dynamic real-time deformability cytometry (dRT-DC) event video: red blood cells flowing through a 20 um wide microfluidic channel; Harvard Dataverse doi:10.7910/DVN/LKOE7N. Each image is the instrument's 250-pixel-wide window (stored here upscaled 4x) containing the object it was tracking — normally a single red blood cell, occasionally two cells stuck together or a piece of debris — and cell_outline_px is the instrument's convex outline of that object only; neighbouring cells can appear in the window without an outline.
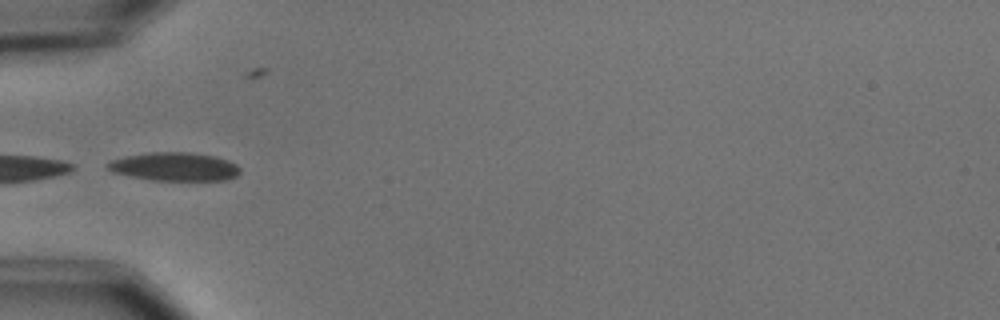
{"species": "common noctule bat (a hibernating species)", "species_latin": "Nyctalus noctula", "temperature_condition": "cold", "stored_images_in_passage": 8, "camera_frame_rate_fps": 3000, "um_per_image_px": 0.085, "animal": {"sex": "male", "body_mass_g": 15.6}, "frame": {"image": 1, "passage_image": 5, "time_ms": 4.667, "image_size_px": [1000, 320], "cell_outline_px": [[240, 172], [236, 176], [228, 180], [152, 180], [112, 172], [104, 164], [108, 160], [124, 156], [148, 152], [192, 152], [216, 156], [228, 160], [236, 164], [240, 168]], "centroid_in_image_um": [14.82, 14.15], "position_along_channel_um": 70.2, "area_um2": 22.2}}
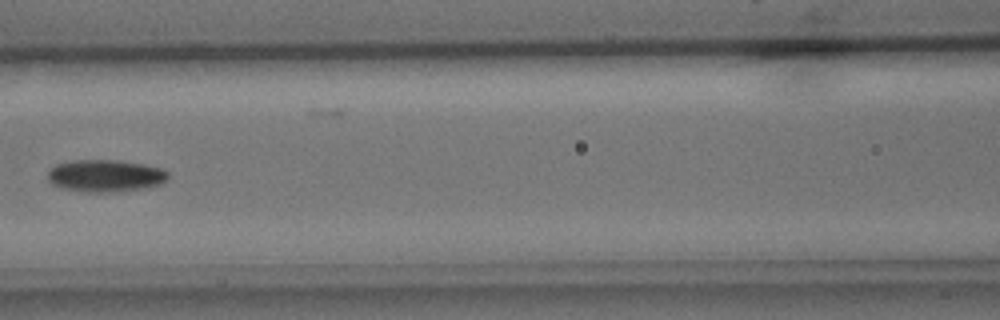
{"frame": {"image": 2, "passage_image": 7, "time_ms": 7.0, "image_size_px": [1000, 320], "cell_outline_px": [[168, 180], [160, 184], [148, 188], [112, 192], [84, 192], [64, 188], [52, 184], [48, 180], [48, 172], [56, 164], [72, 160], [116, 160], [144, 164], [164, 168], [168, 172]], "centroid_in_image_um": [9.0, 14.94], "position_along_channel_um": 157.6, "area_um2": 22.77}}
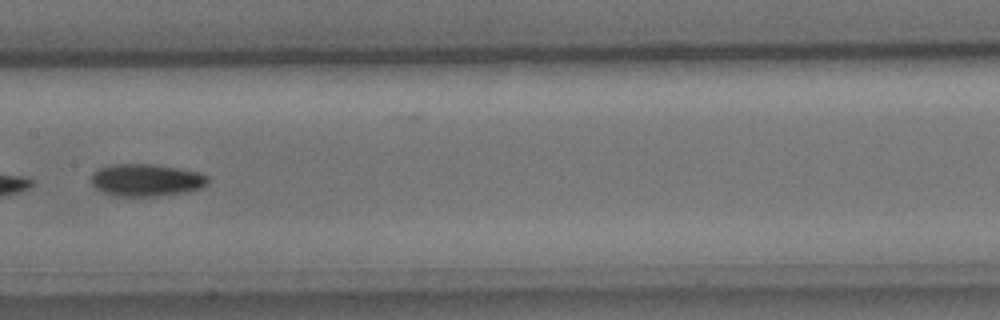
{"frame": {"image": 3, "passage_image": 8, "time_ms": 8.0, "image_size_px": [1000, 320], "cell_outline_px": [[208, 184], [200, 188], [188, 192], [156, 196], [116, 196], [104, 192], [96, 188], [92, 184], [92, 172], [96, 168], [112, 164], [152, 164], [176, 168], [196, 172], [208, 176]], "centroid_in_image_um": [12.41, 15.31], "position_along_channel_um": 195.0, "area_um2": 21.96}}